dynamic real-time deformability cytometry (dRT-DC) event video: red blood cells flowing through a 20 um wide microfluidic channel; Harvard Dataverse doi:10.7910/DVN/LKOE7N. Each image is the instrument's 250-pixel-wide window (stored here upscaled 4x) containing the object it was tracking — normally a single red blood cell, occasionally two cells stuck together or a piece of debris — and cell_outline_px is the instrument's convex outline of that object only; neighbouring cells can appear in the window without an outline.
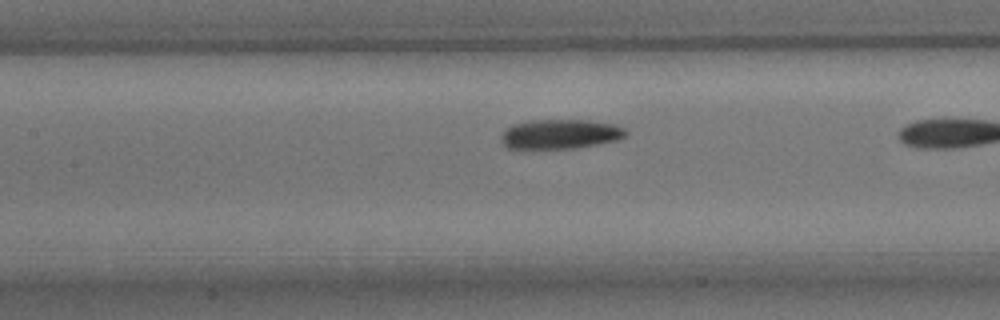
{"species": "common noctule bat (a hibernating species)", "species_latin": "Nyctalus noctula", "temperature_condition": "room temperature", "stored_images_in_passage": 22, "camera_frame_rate_fps": 3000, "um_per_image_px": 0.085, "animal": {"sex": "male", "body_mass_g": 15.6}, "frame": {"image": 1, "passage_image": 21, "time_ms": 6.667, "image_size_px": [1000, 320], "cell_outline_px": [[628, 132], [624, 136], [616, 140], [576, 148], [520, 152], [508, 148], [500, 140], [500, 136], [504, 128], [512, 124], [532, 120], [588, 120], [612, 124], [624, 128]], "centroid_in_image_um": [47.47, 11.44], "position_along_channel_um": 159.9, "area_um2": 22.37}}